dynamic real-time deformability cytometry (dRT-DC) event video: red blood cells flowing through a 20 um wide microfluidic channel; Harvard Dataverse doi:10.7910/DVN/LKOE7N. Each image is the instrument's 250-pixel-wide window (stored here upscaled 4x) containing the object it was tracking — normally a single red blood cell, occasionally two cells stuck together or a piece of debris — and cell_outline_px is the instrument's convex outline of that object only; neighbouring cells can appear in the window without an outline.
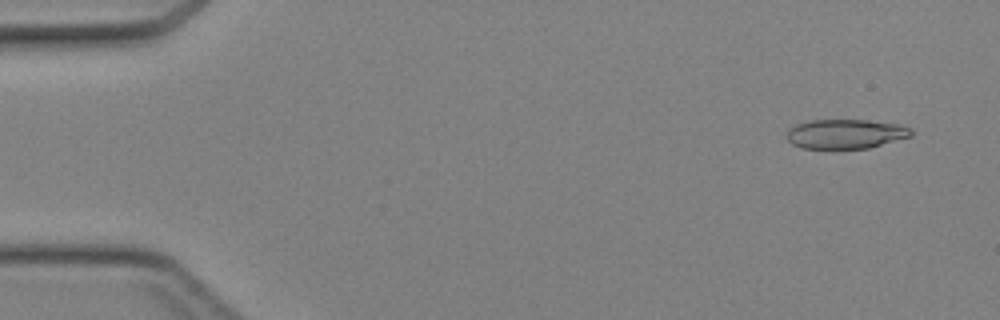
{"species": "Egyptian fruit bat (a non-hibernating species)", "species_latin": "Rousettus aegyptiacus", "temperature_condition": "cold", "stored_images_in_passage": 45, "camera_frame_rate_fps": 3000, "um_per_image_px": 0.085, "animal": {"sex": "female"}, "frame": {"image": 1, "passage_image": 3, "time_ms": 0.667, "image_size_px": [1000, 320], "cell_outline_px": [[912, 136], [868, 148], [800, 148], [792, 144], [784, 136], [788, 128], [796, 124], [808, 120], [868, 120], [896, 124], [912, 128]], "centroid_in_image_um": [71.82, 11.38], "position_along_channel_um": 13.2, "area_um2": 21.44}}
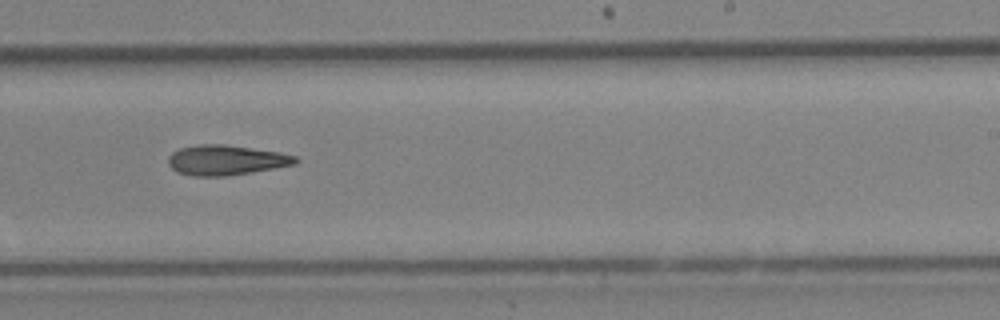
{"frame": {"image": 2, "passage_image": 28, "time_ms": 9.0, "image_size_px": [1000, 320], "cell_outline_px": [[300, 160], [296, 164], [252, 172], [224, 176], [196, 176], [176, 172], [168, 164], [168, 156], [172, 152], [180, 148], [196, 144], [224, 144], [280, 152], [296, 156]], "centroid_in_image_um": [19.21, 13.6], "position_along_channel_um": 269.8, "area_um2": 22.37}}
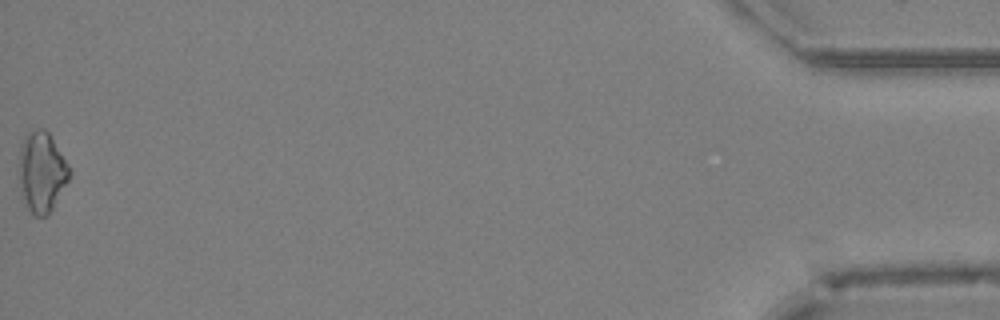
{"frame": {"image": 3, "passage_image": 45, "time_ms": 14.667, "image_size_px": [1000, 320], "cell_outline_px": [[72, 176], [48, 216], [36, 216], [28, 208], [24, 196], [20, 180], [20, 144], [24, 136], [28, 132], [36, 128], [44, 128], [48, 132], [72, 168]], "centroid_in_image_um": [3.61, 14.58], "position_along_channel_um": 431.6, "area_um2": 23.64}}